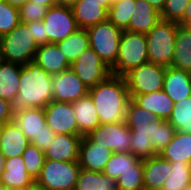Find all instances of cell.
<instances>
[{
  "mask_svg": "<svg viewBox=\"0 0 191 190\" xmlns=\"http://www.w3.org/2000/svg\"><path fill=\"white\" fill-rule=\"evenodd\" d=\"M53 75L35 61L22 65L18 94L11 103L13 114L30 108H44L53 100Z\"/></svg>",
  "mask_w": 191,
  "mask_h": 190,
  "instance_id": "cell-1",
  "label": "cell"
},
{
  "mask_svg": "<svg viewBox=\"0 0 191 190\" xmlns=\"http://www.w3.org/2000/svg\"><path fill=\"white\" fill-rule=\"evenodd\" d=\"M100 124L125 121L130 98L124 76L110 74L103 82L89 89Z\"/></svg>",
  "mask_w": 191,
  "mask_h": 190,
  "instance_id": "cell-2",
  "label": "cell"
},
{
  "mask_svg": "<svg viewBox=\"0 0 191 190\" xmlns=\"http://www.w3.org/2000/svg\"><path fill=\"white\" fill-rule=\"evenodd\" d=\"M32 35V22H20L11 32L1 36L2 60L20 65L33 61L38 46Z\"/></svg>",
  "mask_w": 191,
  "mask_h": 190,
  "instance_id": "cell-3",
  "label": "cell"
},
{
  "mask_svg": "<svg viewBox=\"0 0 191 190\" xmlns=\"http://www.w3.org/2000/svg\"><path fill=\"white\" fill-rule=\"evenodd\" d=\"M178 22L160 20L147 34L149 62L170 67L175 50Z\"/></svg>",
  "mask_w": 191,
  "mask_h": 190,
  "instance_id": "cell-4",
  "label": "cell"
},
{
  "mask_svg": "<svg viewBox=\"0 0 191 190\" xmlns=\"http://www.w3.org/2000/svg\"><path fill=\"white\" fill-rule=\"evenodd\" d=\"M149 62L146 34L123 30L116 63L110 68L112 75L124 76L131 69Z\"/></svg>",
  "mask_w": 191,
  "mask_h": 190,
  "instance_id": "cell-5",
  "label": "cell"
},
{
  "mask_svg": "<svg viewBox=\"0 0 191 190\" xmlns=\"http://www.w3.org/2000/svg\"><path fill=\"white\" fill-rule=\"evenodd\" d=\"M90 47L111 68L117 60L120 37L123 30L108 19L86 29Z\"/></svg>",
  "mask_w": 191,
  "mask_h": 190,
  "instance_id": "cell-6",
  "label": "cell"
},
{
  "mask_svg": "<svg viewBox=\"0 0 191 190\" xmlns=\"http://www.w3.org/2000/svg\"><path fill=\"white\" fill-rule=\"evenodd\" d=\"M80 170L78 162L45 159L36 182L47 190H74Z\"/></svg>",
  "mask_w": 191,
  "mask_h": 190,
  "instance_id": "cell-7",
  "label": "cell"
},
{
  "mask_svg": "<svg viewBox=\"0 0 191 190\" xmlns=\"http://www.w3.org/2000/svg\"><path fill=\"white\" fill-rule=\"evenodd\" d=\"M166 67L147 62L124 75L129 94H148L163 90Z\"/></svg>",
  "mask_w": 191,
  "mask_h": 190,
  "instance_id": "cell-8",
  "label": "cell"
},
{
  "mask_svg": "<svg viewBox=\"0 0 191 190\" xmlns=\"http://www.w3.org/2000/svg\"><path fill=\"white\" fill-rule=\"evenodd\" d=\"M43 23L47 43L57 44L79 29L71 6L62 3L48 8Z\"/></svg>",
  "mask_w": 191,
  "mask_h": 190,
  "instance_id": "cell-9",
  "label": "cell"
},
{
  "mask_svg": "<svg viewBox=\"0 0 191 190\" xmlns=\"http://www.w3.org/2000/svg\"><path fill=\"white\" fill-rule=\"evenodd\" d=\"M93 142L116 153H129L131 132L125 121L99 124L87 135Z\"/></svg>",
  "mask_w": 191,
  "mask_h": 190,
  "instance_id": "cell-10",
  "label": "cell"
},
{
  "mask_svg": "<svg viewBox=\"0 0 191 190\" xmlns=\"http://www.w3.org/2000/svg\"><path fill=\"white\" fill-rule=\"evenodd\" d=\"M70 68L89 89L103 82L111 74L110 68L91 47L82 51Z\"/></svg>",
  "mask_w": 191,
  "mask_h": 190,
  "instance_id": "cell-11",
  "label": "cell"
},
{
  "mask_svg": "<svg viewBox=\"0 0 191 190\" xmlns=\"http://www.w3.org/2000/svg\"><path fill=\"white\" fill-rule=\"evenodd\" d=\"M47 126L55 134L83 136L77 126L72 103L52 100L44 107Z\"/></svg>",
  "mask_w": 191,
  "mask_h": 190,
  "instance_id": "cell-12",
  "label": "cell"
},
{
  "mask_svg": "<svg viewBox=\"0 0 191 190\" xmlns=\"http://www.w3.org/2000/svg\"><path fill=\"white\" fill-rule=\"evenodd\" d=\"M52 90L53 100L65 103H73L89 93V88L71 68L53 75Z\"/></svg>",
  "mask_w": 191,
  "mask_h": 190,
  "instance_id": "cell-13",
  "label": "cell"
},
{
  "mask_svg": "<svg viewBox=\"0 0 191 190\" xmlns=\"http://www.w3.org/2000/svg\"><path fill=\"white\" fill-rule=\"evenodd\" d=\"M113 0H76L70 6L79 28L87 29L107 20Z\"/></svg>",
  "mask_w": 191,
  "mask_h": 190,
  "instance_id": "cell-14",
  "label": "cell"
},
{
  "mask_svg": "<svg viewBox=\"0 0 191 190\" xmlns=\"http://www.w3.org/2000/svg\"><path fill=\"white\" fill-rule=\"evenodd\" d=\"M113 151L93 142L87 135L82 136L78 164L81 169L103 172Z\"/></svg>",
  "mask_w": 191,
  "mask_h": 190,
  "instance_id": "cell-15",
  "label": "cell"
},
{
  "mask_svg": "<svg viewBox=\"0 0 191 190\" xmlns=\"http://www.w3.org/2000/svg\"><path fill=\"white\" fill-rule=\"evenodd\" d=\"M81 139L79 135L55 134L50 146L44 151L45 159L78 162Z\"/></svg>",
  "mask_w": 191,
  "mask_h": 190,
  "instance_id": "cell-16",
  "label": "cell"
},
{
  "mask_svg": "<svg viewBox=\"0 0 191 190\" xmlns=\"http://www.w3.org/2000/svg\"><path fill=\"white\" fill-rule=\"evenodd\" d=\"M33 61L51 75L59 74L71 67L56 43L38 46Z\"/></svg>",
  "mask_w": 191,
  "mask_h": 190,
  "instance_id": "cell-17",
  "label": "cell"
},
{
  "mask_svg": "<svg viewBox=\"0 0 191 190\" xmlns=\"http://www.w3.org/2000/svg\"><path fill=\"white\" fill-rule=\"evenodd\" d=\"M141 108L153 113L155 117L168 120L174 107L173 100L163 91L148 94H129Z\"/></svg>",
  "mask_w": 191,
  "mask_h": 190,
  "instance_id": "cell-18",
  "label": "cell"
},
{
  "mask_svg": "<svg viewBox=\"0 0 191 190\" xmlns=\"http://www.w3.org/2000/svg\"><path fill=\"white\" fill-rule=\"evenodd\" d=\"M143 168L144 190H161L164 181L172 171L171 162L159 154L143 160Z\"/></svg>",
  "mask_w": 191,
  "mask_h": 190,
  "instance_id": "cell-19",
  "label": "cell"
},
{
  "mask_svg": "<svg viewBox=\"0 0 191 190\" xmlns=\"http://www.w3.org/2000/svg\"><path fill=\"white\" fill-rule=\"evenodd\" d=\"M160 20L161 13L147 0H136L133 14L125 30L147 34Z\"/></svg>",
  "mask_w": 191,
  "mask_h": 190,
  "instance_id": "cell-20",
  "label": "cell"
},
{
  "mask_svg": "<svg viewBox=\"0 0 191 190\" xmlns=\"http://www.w3.org/2000/svg\"><path fill=\"white\" fill-rule=\"evenodd\" d=\"M163 91L178 102L191 96V73L174 67H166Z\"/></svg>",
  "mask_w": 191,
  "mask_h": 190,
  "instance_id": "cell-21",
  "label": "cell"
},
{
  "mask_svg": "<svg viewBox=\"0 0 191 190\" xmlns=\"http://www.w3.org/2000/svg\"><path fill=\"white\" fill-rule=\"evenodd\" d=\"M30 141L14 121L5 123L1 130L0 151L5 159L22 156Z\"/></svg>",
  "mask_w": 191,
  "mask_h": 190,
  "instance_id": "cell-22",
  "label": "cell"
},
{
  "mask_svg": "<svg viewBox=\"0 0 191 190\" xmlns=\"http://www.w3.org/2000/svg\"><path fill=\"white\" fill-rule=\"evenodd\" d=\"M35 180L28 174L22 156L5 159L0 182L8 189H27Z\"/></svg>",
  "mask_w": 191,
  "mask_h": 190,
  "instance_id": "cell-23",
  "label": "cell"
},
{
  "mask_svg": "<svg viewBox=\"0 0 191 190\" xmlns=\"http://www.w3.org/2000/svg\"><path fill=\"white\" fill-rule=\"evenodd\" d=\"M79 132L85 136L99 124L98 113L90 95L82 97L72 103Z\"/></svg>",
  "mask_w": 191,
  "mask_h": 190,
  "instance_id": "cell-24",
  "label": "cell"
},
{
  "mask_svg": "<svg viewBox=\"0 0 191 190\" xmlns=\"http://www.w3.org/2000/svg\"><path fill=\"white\" fill-rule=\"evenodd\" d=\"M13 121L24 135L31 141L43 130L45 121L44 108H30L14 114Z\"/></svg>",
  "mask_w": 191,
  "mask_h": 190,
  "instance_id": "cell-25",
  "label": "cell"
},
{
  "mask_svg": "<svg viewBox=\"0 0 191 190\" xmlns=\"http://www.w3.org/2000/svg\"><path fill=\"white\" fill-rule=\"evenodd\" d=\"M22 65L0 62V98L12 103L18 94L20 83V72Z\"/></svg>",
  "mask_w": 191,
  "mask_h": 190,
  "instance_id": "cell-26",
  "label": "cell"
},
{
  "mask_svg": "<svg viewBox=\"0 0 191 190\" xmlns=\"http://www.w3.org/2000/svg\"><path fill=\"white\" fill-rule=\"evenodd\" d=\"M171 67L191 73V30L178 25Z\"/></svg>",
  "mask_w": 191,
  "mask_h": 190,
  "instance_id": "cell-27",
  "label": "cell"
},
{
  "mask_svg": "<svg viewBox=\"0 0 191 190\" xmlns=\"http://www.w3.org/2000/svg\"><path fill=\"white\" fill-rule=\"evenodd\" d=\"M159 155L169 162L180 160L191 164V134L175 131L172 140Z\"/></svg>",
  "mask_w": 191,
  "mask_h": 190,
  "instance_id": "cell-28",
  "label": "cell"
},
{
  "mask_svg": "<svg viewBox=\"0 0 191 190\" xmlns=\"http://www.w3.org/2000/svg\"><path fill=\"white\" fill-rule=\"evenodd\" d=\"M75 190H118L117 179H112L103 172L81 169Z\"/></svg>",
  "mask_w": 191,
  "mask_h": 190,
  "instance_id": "cell-29",
  "label": "cell"
},
{
  "mask_svg": "<svg viewBox=\"0 0 191 190\" xmlns=\"http://www.w3.org/2000/svg\"><path fill=\"white\" fill-rule=\"evenodd\" d=\"M57 45L67 61L72 64L82 51L90 47L87 30L79 28L76 32L58 42Z\"/></svg>",
  "mask_w": 191,
  "mask_h": 190,
  "instance_id": "cell-30",
  "label": "cell"
},
{
  "mask_svg": "<svg viewBox=\"0 0 191 190\" xmlns=\"http://www.w3.org/2000/svg\"><path fill=\"white\" fill-rule=\"evenodd\" d=\"M172 171L166 178L161 190H183L191 183V164L185 161L171 162Z\"/></svg>",
  "mask_w": 191,
  "mask_h": 190,
  "instance_id": "cell-31",
  "label": "cell"
},
{
  "mask_svg": "<svg viewBox=\"0 0 191 190\" xmlns=\"http://www.w3.org/2000/svg\"><path fill=\"white\" fill-rule=\"evenodd\" d=\"M140 161L136 156L129 153L113 152L110 159L106 163L103 174L112 179H118L128 170H134V165Z\"/></svg>",
  "mask_w": 191,
  "mask_h": 190,
  "instance_id": "cell-32",
  "label": "cell"
},
{
  "mask_svg": "<svg viewBox=\"0 0 191 190\" xmlns=\"http://www.w3.org/2000/svg\"><path fill=\"white\" fill-rule=\"evenodd\" d=\"M167 121L176 131L191 134V96L174 103Z\"/></svg>",
  "mask_w": 191,
  "mask_h": 190,
  "instance_id": "cell-33",
  "label": "cell"
},
{
  "mask_svg": "<svg viewBox=\"0 0 191 190\" xmlns=\"http://www.w3.org/2000/svg\"><path fill=\"white\" fill-rule=\"evenodd\" d=\"M175 131L167 120L157 117L152 120V131L149 136L156 154H159L172 140Z\"/></svg>",
  "mask_w": 191,
  "mask_h": 190,
  "instance_id": "cell-34",
  "label": "cell"
},
{
  "mask_svg": "<svg viewBox=\"0 0 191 190\" xmlns=\"http://www.w3.org/2000/svg\"><path fill=\"white\" fill-rule=\"evenodd\" d=\"M136 0H118L113 2L107 14V19L116 27L125 30L128 27L135 8Z\"/></svg>",
  "mask_w": 191,
  "mask_h": 190,
  "instance_id": "cell-35",
  "label": "cell"
},
{
  "mask_svg": "<svg viewBox=\"0 0 191 190\" xmlns=\"http://www.w3.org/2000/svg\"><path fill=\"white\" fill-rule=\"evenodd\" d=\"M23 160L28 174L36 181L44 166L45 154L37 146L29 143L23 152Z\"/></svg>",
  "mask_w": 191,
  "mask_h": 190,
  "instance_id": "cell-36",
  "label": "cell"
},
{
  "mask_svg": "<svg viewBox=\"0 0 191 190\" xmlns=\"http://www.w3.org/2000/svg\"><path fill=\"white\" fill-rule=\"evenodd\" d=\"M143 160L134 165V170H128L117 179L118 190H144Z\"/></svg>",
  "mask_w": 191,
  "mask_h": 190,
  "instance_id": "cell-37",
  "label": "cell"
},
{
  "mask_svg": "<svg viewBox=\"0 0 191 190\" xmlns=\"http://www.w3.org/2000/svg\"><path fill=\"white\" fill-rule=\"evenodd\" d=\"M130 153L140 160L149 159L157 155L150 136L139 134L138 132H131Z\"/></svg>",
  "mask_w": 191,
  "mask_h": 190,
  "instance_id": "cell-38",
  "label": "cell"
},
{
  "mask_svg": "<svg viewBox=\"0 0 191 190\" xmlns=\"http://www.w3.org/2000/svg\"><path fill=\"white\" fill-rule=\"evenodd\" d=\"M19 23L18 8L0 0V37L11 32Z\"/></svg>",
  "mask_w": 191,
  "mask_h": 190,
  "instance_id": "cell-39",
  "label": "cell"
},
{
  "mask_svg": "<svg viewBox=\"0 0 191 190\" xmlns=\"http://www.w3.org/2000/svg\"><path fill=\"white\" fill-rule=\"evenodd\" d=\"M48 6L27 1L23 6L18 8L20 22L30 23L43 20L47 13Z\"/></svg>",
  "mask_w": 191,
  "mask_h": 190,
  "instance_id": "cell-40",
  "label": "cell"
},
{
  "mask_svg": "<svg viewBox=\"0 0 191 190\" xmlns=\"http://www.w3.org/2000/svg\"><path fill=\"white\" fill-rule=\"evenodd\" d=\"M190 0H164L161 20L179 22Z\"/></svg>",
  "mask_w": 191,
  "mask_h": 190,
  "instance_id": "cell-41",
  "label": "cell"
},
{
  "mask_svg": "<svg viewBox=\"0 0 191 190\" xmlns=\"http://www.w3.org/2000/svg\"><path fill=\"white\" fill-rule=\"evenodd\" d=\"M154 118L153 113L141 108L132 99L129 100L125 116L126 124L147 123V121H152Z\"/></svg>",
  "mask_w": 191,
  "mask_h": 190,
  "instance_id": "cell-42",
  "label": "cell"
},
{
  "mask_svg": "<svg viewBox=\"0 0 191 190\" xmlns=\"http://www.w3.org/2000/svg\"><path fill=\"white\" fill-rule=\"evenodd\" d=\"M54 137L55 133L45 124L44 130L37 137H34L30 143L44 152L50 146Z\"/></svg>",
  "mask_w": 191,
  "mask_h": 190,
  "instance_id": "cell-43",
  "label": "cell"
},
{
  "mask_svg": "<svg viewBox=\"0 0 191 190\" xmlns=\"http://www.w3.org/2000/svg\"><path fill=\"white\" fill-rule=\"evenodd\" d=\"M32 34L37 46L47 44V34H45L43 20L32 22Z\"/></svg>",
  "mask_w": 191,
  "mask_h": 190,
  "instance_id": "cell-44",
  "label": "cell"
},
{
  "mask_svg": "<svg viewBox=\"0 0 191 190\" xmlns=\"http://www.w3.org/2000/svg\"><path fill=\"white\" fill-rule=\"evenodd\" d=\"M14 114L12 112L11 103L0 98V121L5 123L13 121Z\"/></svg>",
  "mask_w": 191,
  "mask_h": 190,
  "instance_id": "cell-45",
  "label": "cell"
},
{
  "mask_svg": "<svg viewBox=\"0 0 191 190\" xmlns=\"http://www.w3.org/2000/svg\"><path fill=\"white\" fill-rule=\"evenodd\" d=\"M130 132H138L143 135H150L152 131V121L142 124H127Z\"/></svg>",
  "mask_w": 191,
  "mask_h": 190,
  "instance_id": "cell-46",
  "label": "cell"
},
{
  "mask_svg": "<svg viewBox=\"0 0 191 190\" xmlns=\"http://www.w3.org/2000/svg\"><path fill=\"white\" fill-rule=\"evenodd\" d=\"M178 23L179 25L187 27L191 24V0L189 1L187 7L185 8L183 18Z\"/></svg>",
  "mask_w": 191,
  "mask_h": 190,
  "instance_id": "cell-47",
  "label": "cell"
},
{
  "mask_svg": "<svg viewBox=\"0 0 191 190\" xmlns=\"http://www.w3.org/2000/svg\"><path fill=\"white\" fill-rule=\"evenodd\" d=\"M31 2L41 4V5H46L48 7H52L54 5L60 4L59 0H29Z\"/></svg>",
  "mask_w": 191,
  "mask_h": 190,
  "instance_id": "cell-48",
  "label": "cell"
},
{
  "mask_svg": "<svg viewBox=\"0 0 191 190\" xmlns=\"http://www.w3.org/2000/svg\"><path fill=\"white\" fill-rule=\"evenodd\" d=\"M153 7H155L159 12L164 8V0H147Z\"/></svg>",
  "mask_w": 191,
  "mask_h": 190,
  "instance_id": "cell-49",
  "label": "cell"
},
{
  "mask_svg": "<svg viewBox=\"0 0 191 190\" xmlns=\"http://www.w3.org/2000/svg\"><path fill=\"white\" fill-rule=\"evenodd\" d=\"M11 6L19 8L20 6H23L28 0H4Z\"/></svg>",
  "mask_w": 191,
  "mask_h": 190,
  "instance_id": "cell-50",
  "label": "cell"
},
{
  "mask_svg": "<svg viewBox=\"0 0 191 190\" xmlns=\"http://www.w3.org/2000/svg\"><path fill=\"white\" fill-rule=\"evenodd\" d=\"M26 190H47L44 186H41L34 181Z\"/></svg>",
  "mask_w": 191,
  "mask_h": 190,
  "instance_id": "cell-51",
  "label": "cell"
},
{
  "mask_svg": "<svg viewBox=\"0 0 191 190\" xmlns=\"http://www.w3.org/2000/svg\"><path fill=\"white\" fill-rule=\"evenodd\" d=\"M4 163H5V158L3 157V154L0 151V176L4 171Z\"/></svg>",
  "mask_w": 191,
  "mask_h": 190,
  "instance_id": "cell-52",
  "label": "cell"
},
{
  "mask_svg": "<svg viewBox=\"0 0 191 190\" xmlns=\"http://www.w3.org/2000/svg\"><path fill=\"white\" fill-rule=\"evenodd\" d=\"M59 1L62 4L71 5L76 0H59Z\"/></svg>",
  "mask_w": 191,
  "mask_h": 190,
  "instance_id": "cell-53",
  "label": "cell"
},
{
  "mask_svg": "<svg viewBox=\"0 0 191 190\" xmlns=\"http://www.w3.org/2000/svg\"><path fill=\"white\" fill-rule=\"evenodd\" d=\"M0 190H8V188L0 182Z\"/></svg>",
  "mask_w": 191,
  "mask_h": 190,
  "instance_id": "cell-54",
  "label": "cell"
},
{
  "mask_svg": "<svg viewBox=\"0 0 191 190\" xmlns=\"http://www.w3.org/2000/svg\"><path fill=\"white\" fill-rule=\"evenodd\" d=\"M3 125H4V123L0 121V141H1V130H2Z\"/></svg>",
  "mask_w": 191,
  "mask_h": 190,
  "instance_id": "cell-55",
  "label": "cell"
},
{
  "mask_svg": "<svg viewBox=\"0 0 191 190\" xmlns=\"http://www.w3.org/2000/svg\"><path fill=\"white\" fill-rule=\"evenodd\" d=\"M183 190H191V183H189Z\"/></svg>",
  "mask_w": 191,
  "mask_h": 190,
  "instance_id": "cell-56",
  "label": "cell"
},
{
  "mask_svg": "<svg viewBox=\"0 0 191 190\" xmlns=\"http://www.w3.org/2000/svg\"><path fill=\"white\" fill-rule=\"evenodd\" d=\"M8 190H26V189H22V188H11V189H8Z\"/></svg>",
  "mask_w": 191,
  "mask_h": 190,
  "instance_id": "cell-57",
  "label": "cell"
},
{
  "mask_svg": "<svg viewBox=\"0 0 191 190\" xmlns=\"http://www.w3.org/2000/svg\"><path fill=\"white\" fill-rule=\"evenodd\" d=\"M2 61V56H1V46H0V62Z\"/></svg>",
  "mask_w": 191,
  "mask_h": 190,
  "instance_id": "cell-58",
  "label": "cell"
}]
</instances>
